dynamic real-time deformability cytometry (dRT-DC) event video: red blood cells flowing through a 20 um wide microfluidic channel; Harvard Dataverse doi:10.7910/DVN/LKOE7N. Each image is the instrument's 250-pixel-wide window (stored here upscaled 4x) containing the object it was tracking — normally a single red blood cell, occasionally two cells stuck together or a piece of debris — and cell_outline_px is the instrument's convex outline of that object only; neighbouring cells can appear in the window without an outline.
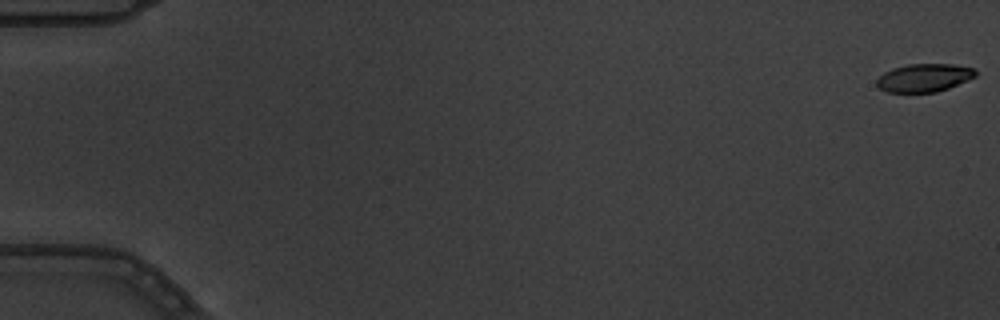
{"species": "common noctule bat (a hibernating species)", "species_latin": "Nyctalus noctula", "temperature_condition": "warm", "stored_images_in_passage": 5, "camera_frame_rate_fps": 3000, "um_per_image_px": 0.085, "animal": {"sex": "male", "body_mass_g": 19.5, "forearm_length_mm": 54.6}, "frame": {"image": 1, "passage_image": 1, "time_ms": 0.0, "image_size_px": [1000, 320], "cell_outline_px": [[976, 76], [948, 88], [936, 92], [888, 92], [880, 88], [876, 84], [876, 80], [884, 72], [892, 68], [908, 64], [952, 64], [976, 68]], "centroid_in_image_um": [78.55, 6.6], "position_along_channel_um": 6.5, "area_um2": 16.13}}
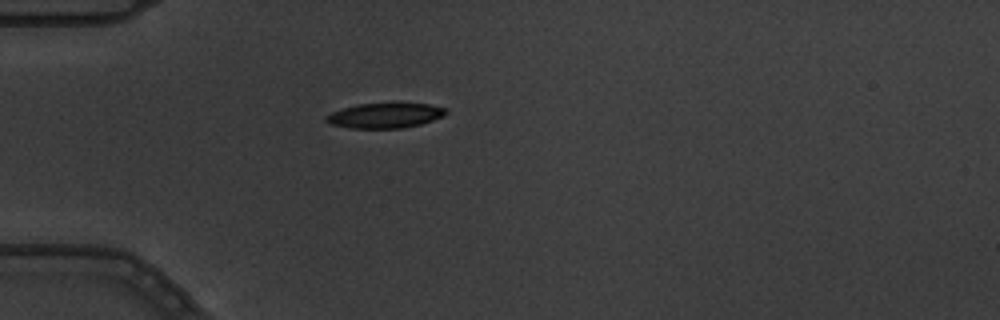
{"frame": {"image": 2, "passage_image": 5, "time_ms": 1.333, "image_size_px": [1000, 320], "cell_outline_px": [[448, 112], [444, 116], [420, 124], [404, 128], [348, 128], [332, 124], [324, 120], [332, 112], [356, 104], [396, 100], [428, 104], [448, 108]], "centroid_in_image_um": [32.8, 9.76], "position_along_channel_um": 52.2, "area_um2": 18.26}}